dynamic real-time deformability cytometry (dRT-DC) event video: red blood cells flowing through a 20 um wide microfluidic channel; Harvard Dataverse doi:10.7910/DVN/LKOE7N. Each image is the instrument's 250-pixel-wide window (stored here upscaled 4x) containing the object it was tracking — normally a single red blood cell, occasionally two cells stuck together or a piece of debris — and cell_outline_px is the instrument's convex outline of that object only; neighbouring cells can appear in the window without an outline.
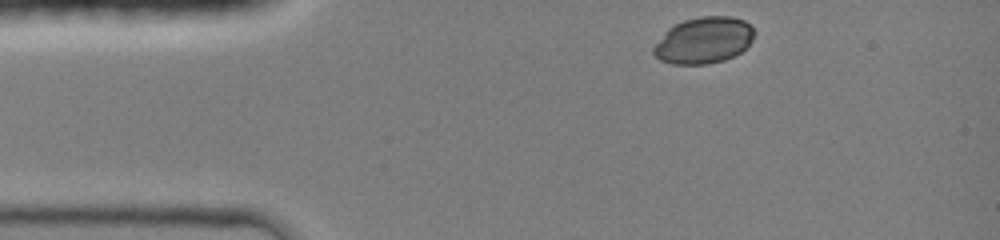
{"species": "common noctule bat (a hibernating species)", "species_latin": "Nyctalus noctula", "temperature_condition": "room temperature", "stored_images_in_passage": 36, "camera_frame_rate_fps": 3000, "um_per_image_px": 0.085, "animal": {"sex": "female", "body_mass_g": 19.0, "forearm_length_mm": 51.5}, "frame": {"image": 1, "passage_image": 1, "time_ms": 0.0, "image_size_px": [1000, 240], "cell_outline_px": [[756, 32], [752, 40], [740, 52], [724, 60], [708, 64], [672, 64], [660, 60], [652, 52], [652, 48], [664, 32], [668, 28], [684, 20], [700, 16], [732, 16], [744, 20]], "centroid_in_image_um": [59.8, 3.42], "position_along_channel_um": 25.2, "area_um2": 27.22}}
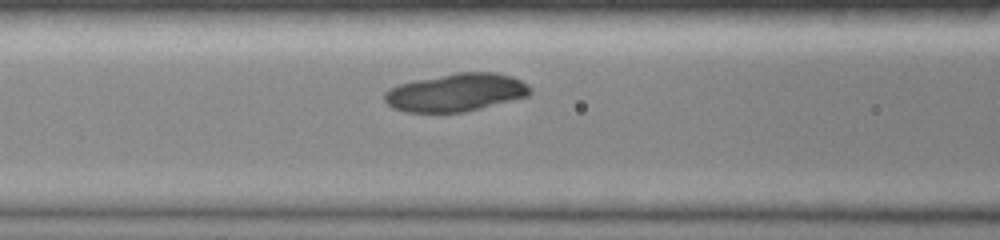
{"frame": {"image": 2, "passage_image": 11, "time_ms": 3.667, "image_size_px": [1000, 240], "cell_outline_px": [[532, 92], [528, 96], [464, 112], [404, 112], [392, 108], [384, 100], [384, 92], [388, 88], [396, 84], [456, 72], [496, 72], [512, 76], [528, 84], [532, 88]], "centroid_in_image_um": [38.74, 7.85], "position_along_channel_um": 127.9, "area_um2": 32.43}}
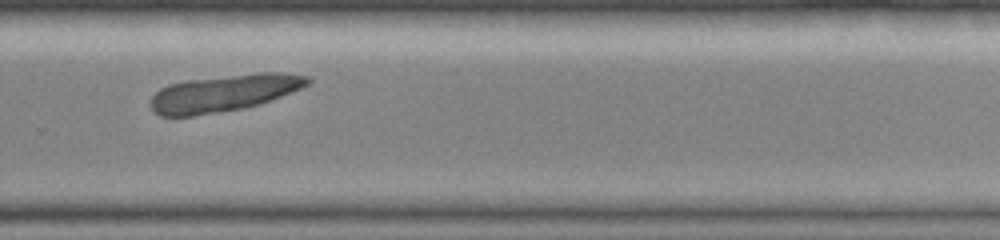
{"frame": {"image": 3, "passage_image": 30, "time_ms": 8.0, "image_size_px": [1000, 240], "cell_outline_px": [[312, 80], [308, 84], [300, 88], [280, 96], [244, 108], [192, 116], [160, 116], [152, 112], [152, 96], [160, 88], [168, 84], [184, 80], [260, 72], [284, 72], [312, 76]], "centroid_in_image_um": [19.02, 7.89], "position_along_channel_um": 310.8, "area_um2": 33.7}}